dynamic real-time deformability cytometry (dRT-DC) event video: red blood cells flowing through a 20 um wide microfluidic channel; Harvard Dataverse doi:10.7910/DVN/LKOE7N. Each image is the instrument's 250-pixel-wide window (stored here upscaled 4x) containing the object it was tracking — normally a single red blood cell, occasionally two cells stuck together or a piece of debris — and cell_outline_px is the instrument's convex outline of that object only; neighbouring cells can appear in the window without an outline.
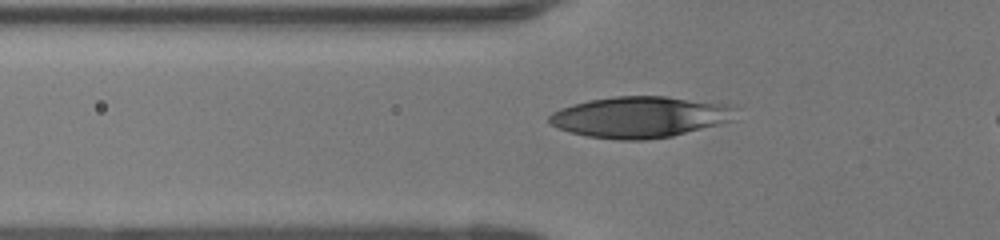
{"species": "human", "species_latin": "Homo sapiens", "temperature_condition": "room temperature", "stored_images_in_passage": 40, "camera_frame_rate_fps": 3000, "um_per_image_px": 0.085, "donor": {"sex": "female"}, "frame": {"image": 1, "passage_image": 11, "time_ms": 3.333, "image_size_px": [1000, 240], "cell_outline_px": [[736, 108], [732, 120], [720, 124], [672, 136], [644, 140], [616, 140], [588, 136], [572, 132], [560, 128], [552, 124], [548, 120], [548, 116], [552, 112], [560, 108], [572, 104], [588, 100], [616, 96], [664, 96], [728, 104]], "centroid_in_image_um": [54.39, 9.94], "position_along_channel_um": 71.4, "area_um2": 44.56}}
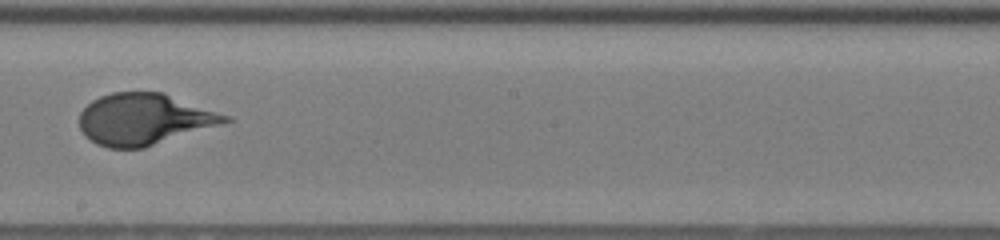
{"frame": {"image": 2, "passage_image": 23, "time_ms": 7.333, "image_size_px": [1000, 240], "cell_outline_px": [[232, 120], [144, 148], [108, 148], [96, 144], [84, 136], [80, 128], [80, 112], [92, 100], [100, 96], [112, 92], [164, 92], [232, 116]], "centroid_in_image_um": [12.24, 10.12], "position_along_channel_um": 236.0, "area_um2": 43.64}}
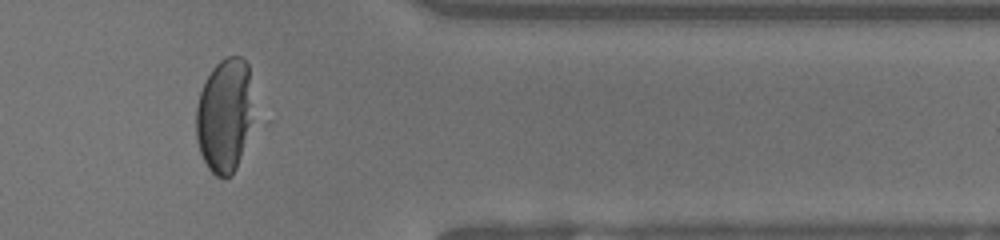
{"frame": {"image": 3, "passage_image": 35, "time_ms": 11.333, "image_size_px": [1000, 240], "cell_outline_px": [[248, 124], [240, 156], [236, 168], [232, 176], [224, 180], [216, 176], [208, 168], [200, 152], [196, 136], [196, 108], [200, 92], [212, 68], [220, 60], [228, 56], [240, 56], [248, 64]], "centroid_in_image_um": [18.99, 9.84], "position_along_channel_um": 392.4, "area_um2": 36.47}}